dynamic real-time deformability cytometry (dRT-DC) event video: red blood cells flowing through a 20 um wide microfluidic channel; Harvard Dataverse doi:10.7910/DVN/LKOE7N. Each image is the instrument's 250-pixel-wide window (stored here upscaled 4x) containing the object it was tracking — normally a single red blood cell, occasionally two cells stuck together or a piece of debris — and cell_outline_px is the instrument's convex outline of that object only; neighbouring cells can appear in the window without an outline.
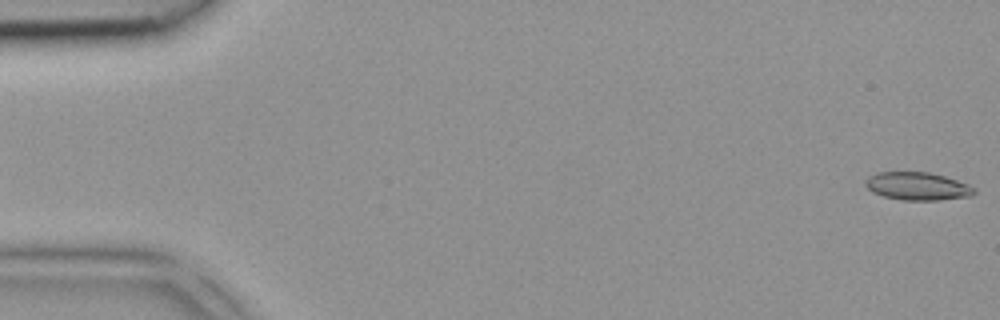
{"species": "common noctule bat (a hibernating species)", "species_latin": "Nyctalus noctula", "temperature_condition": "room temperature", "stored_images_in_passage": 4, "segment_of_instrument_passage": [2, 2], "camera_frame_rate_fps": 3000, "um_per_image_px": 0.085, "animal": {"sex": "female", "body_mass_g": 18.4}, "frame": {"image": 1, "passage_image": 4, "time_ms": 1.0, "image_size_px": [1000, 320], "cell_outline_px": [[976, 192], [972, 196], [940, 200], [900, 200], [884, 196], [872, 192], [864, 184], [864, 180], [868, 176], [876, 172], [928, 172], [944, 176], [968, 184], [976, 188]], "centroid_in_image_um": [77.98, 15.83], "position_along_channel_um": 7.0, "area_um2": 17.86}}